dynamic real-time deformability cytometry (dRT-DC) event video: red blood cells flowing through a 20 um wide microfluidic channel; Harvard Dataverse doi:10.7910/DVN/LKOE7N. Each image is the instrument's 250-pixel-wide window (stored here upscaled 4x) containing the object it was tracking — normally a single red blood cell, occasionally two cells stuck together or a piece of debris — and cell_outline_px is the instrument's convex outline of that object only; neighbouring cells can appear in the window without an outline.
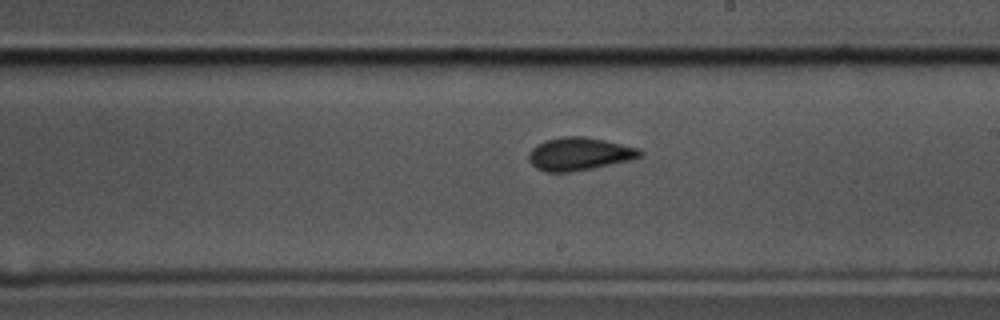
{"species": "common noctule bat (a hibernating species)", "species_latin": "Nyctalus noctula", "temperature_condition": "cold", "stored_images_in_passage": 39, "camera_frame_rate_fps": 3000, "um_per_image_px": 0.085, "animal": {"sex": "male", "body_mass_g": 17.5, "forearm_length_mm": 52.3}, "frame": {"image": 1, "passage_image": 21, "time_ms": 6.667, "image_size_px": [1000, 320], "cell_outline_px": [[644, 156], [632, 160], [592, 168], [568, 172], [548, 172], [536, 168], [528, 160], [528, 152], [536, 144], [544, 140], [564, 136], [584, 136], [604, 140], [640, 148], [644, 152]], "centroid_in_image_um": [49.26, 13.07], "position_along_channel_um": 239.7, "area_um2": 21.56}}
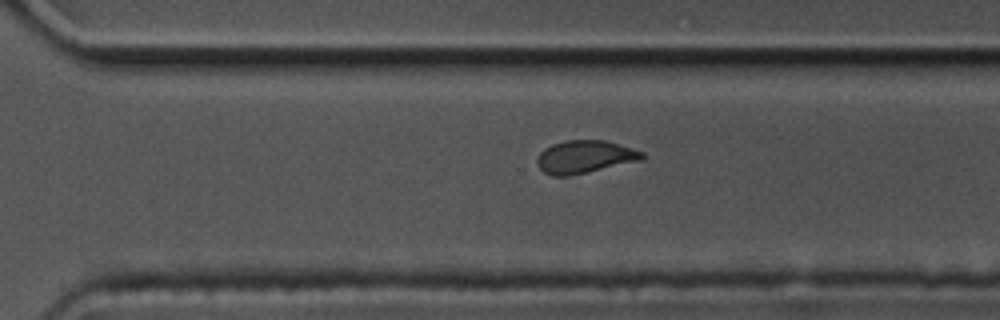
{"frame": {"image": 2, "passage_image": 28, "time_ms": 9.0, "image_size_px": [1000, 320], "cell_outline_px": [[644, 156], [640, 160], [568, 176], [552, 176], [544, 172], [536, 164], [536, 160], [540, 152], [544, 148], [552, 144], [568, 140], [604, 140], [632, 148], [644, 152]], "centroid_in_image_um": [49.66, 13.32], "position_along_channel_um": 320.9, "area_um2": 19.83}}
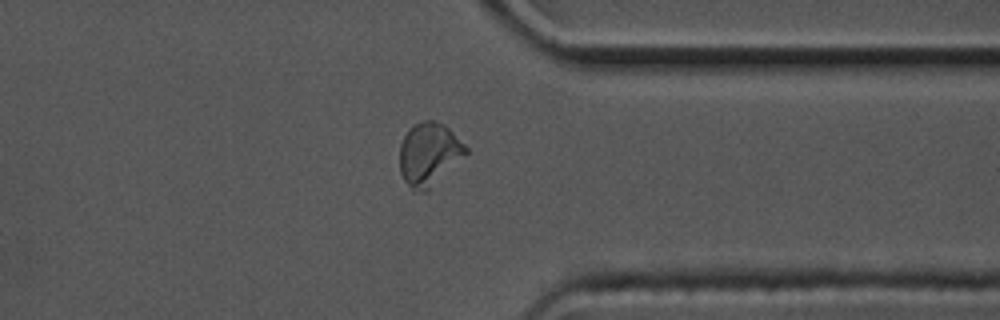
{"frame": {"image": 3, "passage_image": 33, "time_ms": 10.667, "image_size_px": [1000, 320], "cell_outline_px": [[468, 152], [428, 192], [412, 192], [404, 180], [400, 172], [400, 144], [408, 128], [424, 120], [436, 120], [444, 124], [468, 148]], "centroid_in_image_um": [36.45, 13.13], "position_along_channel_um": 375.0, "area_um2": 24.51}}